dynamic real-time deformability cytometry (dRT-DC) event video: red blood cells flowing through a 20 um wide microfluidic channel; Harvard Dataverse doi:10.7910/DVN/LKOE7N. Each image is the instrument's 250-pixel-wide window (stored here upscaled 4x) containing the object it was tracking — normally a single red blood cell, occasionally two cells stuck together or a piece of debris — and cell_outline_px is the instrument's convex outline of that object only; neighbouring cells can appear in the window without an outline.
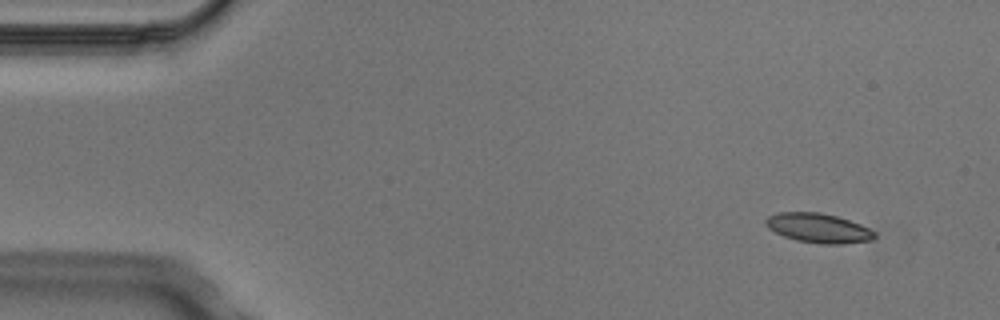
{"species": "Egyptian fruit bat (a non-hibernating species)", "species_latin": "Rousettus aegyptiacus", "temperature_condition": "cold", "stored_images_in_passage": 5, "camera_frame_rate_fps": 3000, "um_per_image_px": 0.085, "animal": {"sex": "male"}, "frame": {"image": 1, "passage_image": 1, "time_ms": 0.0, "image_size_px": [1000, 320], "cell_outline_px": [[876, 236], [872, 240], [840, 244], [820, 244], [796, 240], [784, 236], [768, 228], [764, 224], [764, 220], [768, 216], [780, 212], [820, 212], [836, 216], [860, 224], [876, 232]], "centroid_in_image_um": [69.55, 19.38], "position_along_channel_um": 15.5, "area_um2": 18.67}}